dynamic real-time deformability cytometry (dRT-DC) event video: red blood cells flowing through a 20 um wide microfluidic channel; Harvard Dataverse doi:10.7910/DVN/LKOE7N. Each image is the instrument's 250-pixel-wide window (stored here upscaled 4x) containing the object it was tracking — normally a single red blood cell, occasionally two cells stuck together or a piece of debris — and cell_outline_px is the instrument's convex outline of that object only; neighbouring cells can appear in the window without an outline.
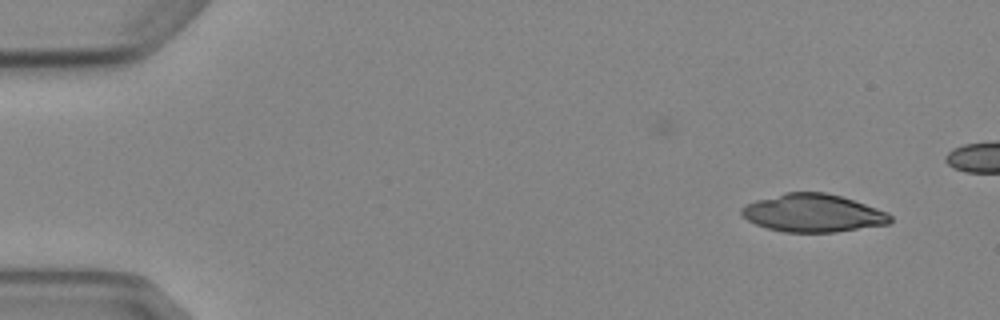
{"species": "Egyptian fruit bat (a non-hibernating species)", "species_latin": "Rousettus aegyptiacus", "temperature_condition": "cold", "stored_images_in_passage": 3, "camera_frame_rate_fps": 3000, "um_per_image_px": 0.085, "animal": {"sex": "female"}, "frame": {"image": 1, "passage_image": 3, "time_ms": 2.333, "image_size_px": [1000, 320], "cell_outline_px": [[892, 220], [888, 224], [836, 232], [784, 232], [768, 228], [756, 224], [748, 220], [740, 212], [740, 208], [744, 204], [756, 200], [784, 192], [824, 192], [840, 196], [888, 212], [892, 216]], "centroid_in_image_um": [69.08, 18.11], "position_along_channel_um": 15.9, "area_um2": 32.77}}